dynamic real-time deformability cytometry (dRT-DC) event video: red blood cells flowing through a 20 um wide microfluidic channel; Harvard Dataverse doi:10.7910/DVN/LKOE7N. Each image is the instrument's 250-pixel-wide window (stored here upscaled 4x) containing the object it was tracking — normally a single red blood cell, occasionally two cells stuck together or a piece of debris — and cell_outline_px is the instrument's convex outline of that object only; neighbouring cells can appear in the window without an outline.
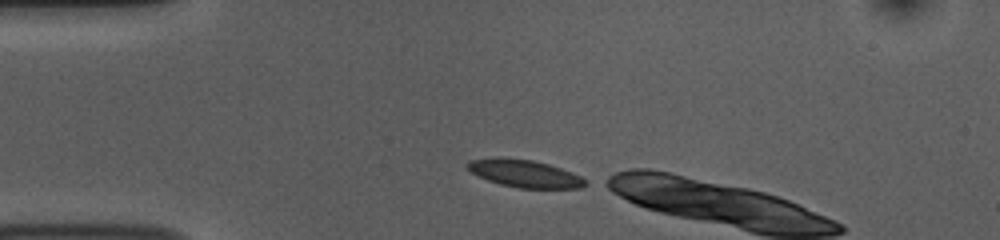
{"species": "common noctule bat (a hibernating species)", "species_latin": "Nyctalus noctula", "temperature_condition": "room temperature", "stored_images_in_passage": 3, "camera_frame_rate_fps": 3000, "um_per_image_px": 0.085, "animal": {"sex": "female", "body_mass_g": 10.0, "forearm_length_mm": 53.1}, "frame": {"image": 1, "passage_image": 1, "time_ms": 0.0, "image_size_px": [1000, 240], "cell_outline_px": [[588, 184], [580, 188], [520, 188], [500, 184], [488, 180], [464, 168], [464, 164], [468, 160], [532, 160], [548, 164], [572, 172], [588, 180]], "centroid_in_image_um": [44.66, 14.8], "position_along_channel_um": 40.3, "area_um2": 18.21}}